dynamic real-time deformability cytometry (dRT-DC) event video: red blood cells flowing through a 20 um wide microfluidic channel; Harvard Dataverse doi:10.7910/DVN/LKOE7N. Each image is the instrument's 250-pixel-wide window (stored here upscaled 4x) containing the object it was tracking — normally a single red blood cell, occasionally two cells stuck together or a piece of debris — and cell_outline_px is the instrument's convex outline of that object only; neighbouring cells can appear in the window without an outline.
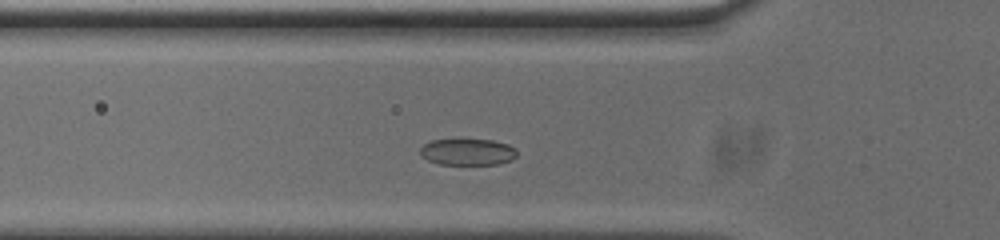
{"species": "common noctule bat (a hibernating species)", "species_latin": "Nyctalus noctula", "temperature_condition": "cold", "stored_images_in_passage": 40, "camera_frame_rate_fps": 3000, "um_per_image_px": 0.085, "animal": {"sex": "male", "body_mass_g": 20.0, "forearm_length_mm": 53.3}, "frame": {"image": 1, "passage_image": 8, "time_ms": 2.333, "image_size_px": [1000, 240], "cell_outline_px": [[516, 156], [512, 160], [500, 164], [440, 164], [428, 160], [420, 156], [420, 148], [424, 144], [432, 140], [492, 140], [508, 144], [516, 148]], "centroid_in_image_um": [39.76, 12.92], "position_along_channel_um": 86.0, "area_um2": 14.91}}
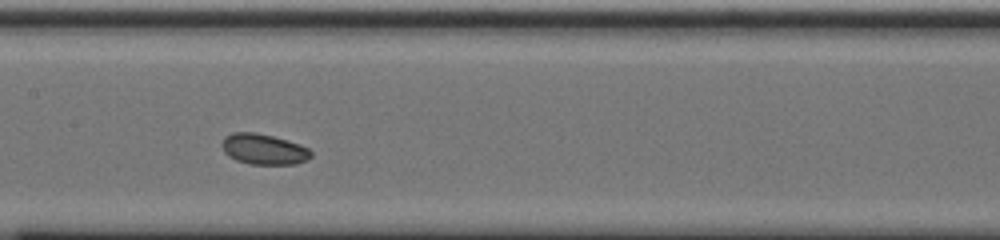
{"frame": {"image": 2, "passage_image": 16, "time_ms": 5.0, "image_size_px": [1000, 240], "cell_outline_px": [[312, 156], [308, 160], [296, 164], [252, 164], [236, 160], [228, 156], [224, 152], [220, 144], [224, 136], [232, 132], [256, 132], [272, 136], [300, 144], [308, 148], [312, 152]], "centroid_in_image_um": [22.4, 12.68], "position_along_channel_um": 185.0, "area_um2": 16.07}}
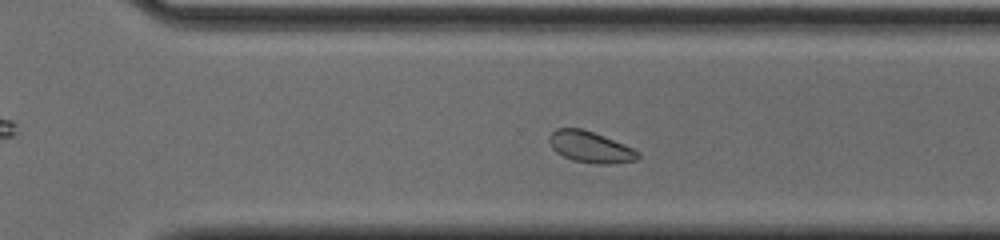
{"frame": {"image": 3, "passage_image": 27, "time_ms": 8.667, "image_size_px": [1000, 240], "cell_outline_px": [[640, 156], [636, 160], [616, 164], [596, 164], [572, 160], [556, 152], [552, 148], [548, 140], [548, 136], [556, 128], [580, 128], [604, 136], [624, 144], [640, 152]], "centroid_in_image_um": [50.18, 12.5], "position_along_channel_um": 320.4, "area_um2": 16.24}, "authors_computed_cell_mechanics": {"area_um2": 16.0973, "velocity_mm_per_s": 3.6969, "shape_relaxation_time_tau1_ms": 2.0252, "shape_relaxation_time_tau2_ms": 10.6476, "deformation_change_tau1": 0.0782, "deformation_change_tau2": 0.1056}}